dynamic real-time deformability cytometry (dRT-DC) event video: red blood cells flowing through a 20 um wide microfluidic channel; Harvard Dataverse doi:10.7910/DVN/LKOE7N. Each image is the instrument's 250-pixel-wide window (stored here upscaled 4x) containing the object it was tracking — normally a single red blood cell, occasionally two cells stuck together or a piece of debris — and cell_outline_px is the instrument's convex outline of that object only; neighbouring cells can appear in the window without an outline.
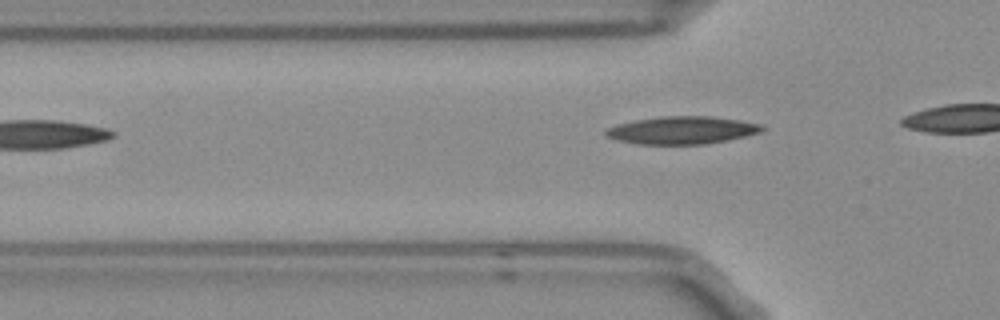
{"species": "Egyptian fruit bat (a non-hibernating species)", "species_latin": "Rousettus aegyptiacus", "temperature_condition": "room temperature", "stored_images_in_passage": 3, "camera_frame_rate_fps": 3000, "um_per_image_px": 0.085, "frame": {"image": 1, "passage_image": 3, "time_ms": 0.667, "image_size_px": [1000, 320], "cell_outline_px": [[764, 128], [760, 132], [728, 140], [704, 144], [636, 144], [616, 140], [604, 136], [604, 132], [608, 128], [616, 124], [636, 120], [660, 116], [712, 116], [740, 120], [760, 124]], "centroid_in_image_um": [57.92, 11.07], "position_along_channel_um": 67.9, "area_um2": 25.2}}